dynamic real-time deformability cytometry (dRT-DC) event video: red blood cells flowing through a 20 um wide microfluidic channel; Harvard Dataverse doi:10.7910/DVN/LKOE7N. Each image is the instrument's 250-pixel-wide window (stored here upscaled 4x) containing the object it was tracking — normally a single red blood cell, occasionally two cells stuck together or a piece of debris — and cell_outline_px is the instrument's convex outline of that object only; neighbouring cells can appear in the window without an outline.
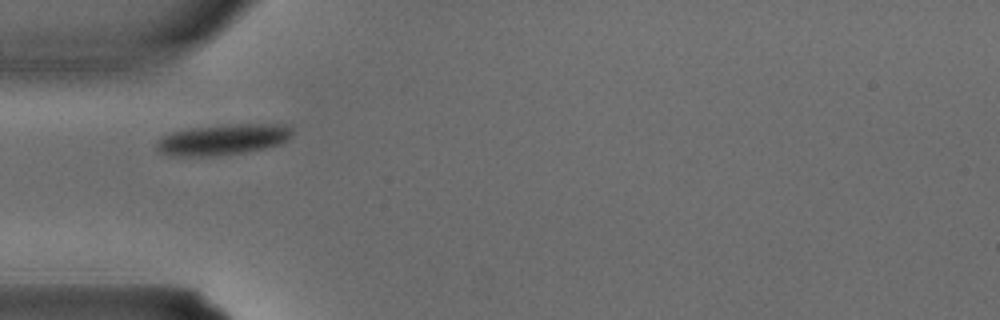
{"species": "common noctule bat (a hibernating species)", "species_latin": "Nyctalus noctula", "temperature_condition": "warm", "stored_images_in_passage": 1, "camera_frame_rate_fps": 3000, "um_per_image_px": 0.085, "animal": {"sex": "male", "body_mass_g": 15.6}, "frame": {"image": 1, "passage_image": 1, "time_ms": 0.0, "image_size_px": [1000, 320], "cell_outline_px": [[292, 132], [288, 140], [264, 148], [244, 152], [216, 156], [172, 156], [160, 152], [156, 148], [156, 144], [160, 136], [172, 132], [192, 128], [236, 124], [284, 124], [292, 128]], "centroid_in_image_um": [18.91, 11.86], "position_along_channel_um": 66.1, "area_um2": 24.22}}